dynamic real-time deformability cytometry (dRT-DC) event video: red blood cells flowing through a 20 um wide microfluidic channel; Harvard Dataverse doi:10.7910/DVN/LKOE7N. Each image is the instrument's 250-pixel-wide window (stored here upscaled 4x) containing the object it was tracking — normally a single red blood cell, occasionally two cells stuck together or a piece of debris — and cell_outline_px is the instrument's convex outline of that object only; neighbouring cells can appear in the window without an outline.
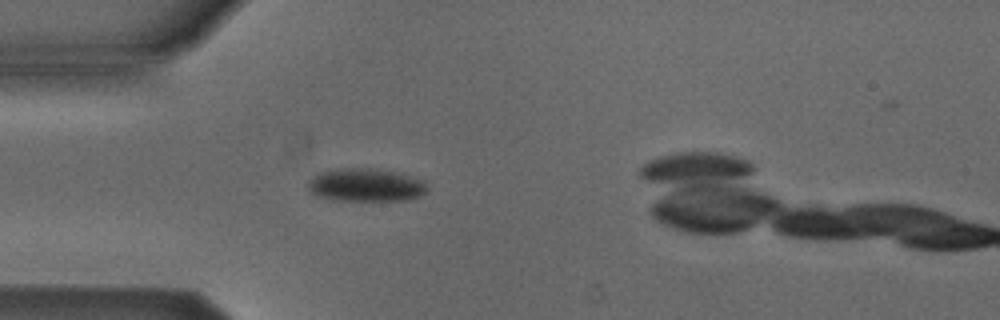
{"species": "Egyptian fruit bat (a non-hibernating species)", "species_latin": "Rousettus aegyptiacus", "temperature_condition": "cold", "stored_images_in_passage": 46, "camera_frame_rate_fps": 3000, "um_per_image_px": 0.085, "animal": {"sex": "male"}, "frame": {"image": 1, "passage_image": 14, "time_ms": 4.333, "image_size_px": [1000, 320], "cell_outline_px": [[424, 192], [408, 200], [332, 200], [316, 196], [308, 192], [308, 180], [312, 176], [320, 172], [336, 168], [368, 168], [392, 172], [424, 180]], "centroid_in_image_um": [30.96, 15.73], "position_along_channel_um": 54.0, "area_um2": 22.72}}
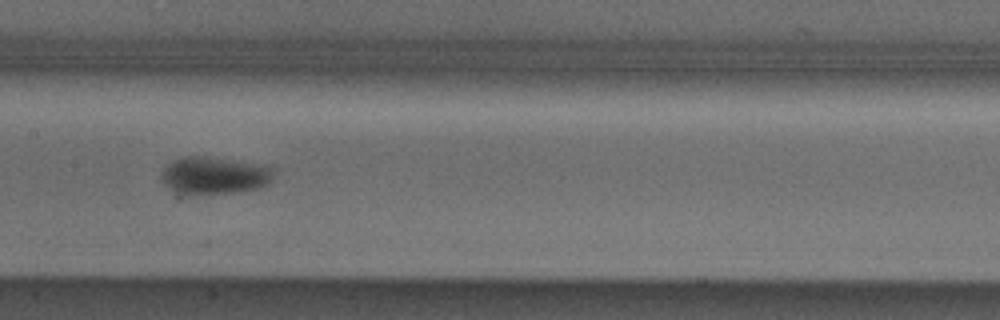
{"frame": {"image": 2, "passage_image": 25, "time_ms": 8.0, "image_size_px": [1000, 320], "cell_outline_px": [[276, 168], [268, 184], [260, 188], [232, 192], [192, 196], [188, 196], [168, 188], [164, 184], [160, 176], [164, 168], [172, 160], [184, 156], [200, 156]], "centroid_in_image_um": [18.14, 14.95], "position_along_channel_um": 189.3, "area_um2": 24.28}}
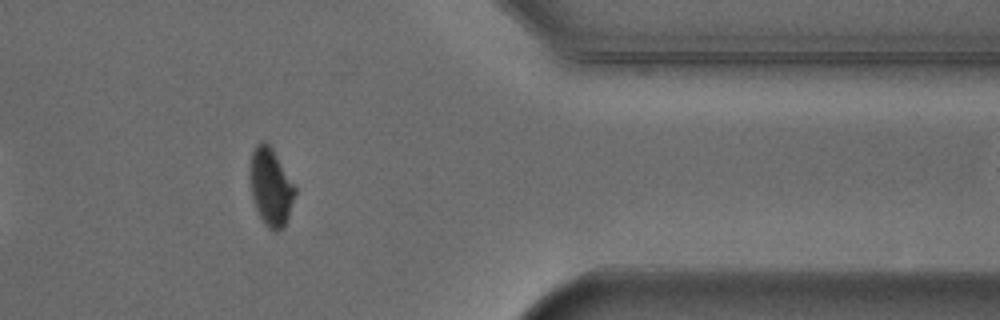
{"frame": {"image": 3, "passage_image": 42, "time_ms": 13.667, "image_size_px": [1000, 320], "cell_outline_px": [[296, 192], [284, 228], [276, 232], [268, 228], [264, 224], [256, 208], [252, 196], [252, 152], [256, 144], [260, 140], [264, 140], [272, 148], [296, 188]], "centroid_in_image_um": [23.04, 15.92], "position_along_channel_um": 388.4, "area_um2": 19.77}, "authors_computed_cell_mechanics": {"area_um2": 22.1085, "velocity_mm_per_s": 3.8829, "shape_relaxation_time_tau1_ms": 4.6956, "shape_relaxation_time_tau2_ms": null, "deformation_change_tau1": 0.0924, "deformation_change_tau2": null}}